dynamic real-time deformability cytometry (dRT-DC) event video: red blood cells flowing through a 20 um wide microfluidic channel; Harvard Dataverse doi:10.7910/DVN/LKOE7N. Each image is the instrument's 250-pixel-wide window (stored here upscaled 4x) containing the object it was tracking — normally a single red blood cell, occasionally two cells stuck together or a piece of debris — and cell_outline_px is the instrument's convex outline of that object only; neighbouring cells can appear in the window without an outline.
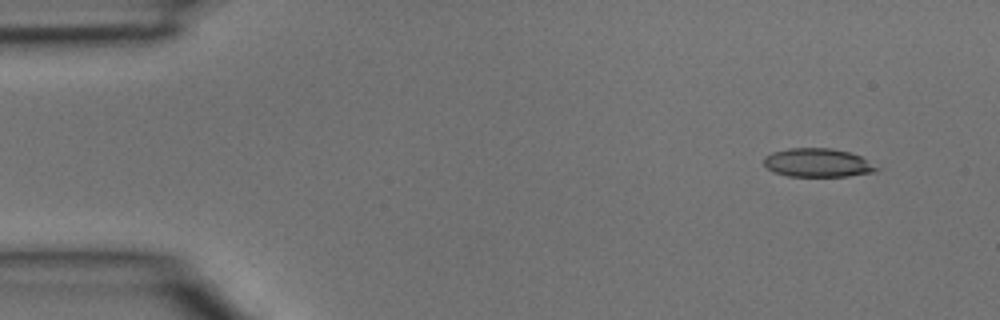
{"species": "common noctule bat (a hibernating species)", "species_latin": "Nyctalus noctula", "temperature_condition": "room temperature", "stored_images_in_passage": 4, "camera_frame_rate_fps": 3000, "um_per_image_px": 0.085, "animal": {"sex": "male", "body_mass_g": 15.6}, "frame": {"image": 1, "passage_image": 1, "time_ms": 0.0, "image_size_px": [1000, 320], "cell_outline_px": [[880, 168], [876, 172], [848, 176], [788, 176], [772, 172], [764, 164], [764, 156], [772, 152], [788, 148], [832, 148], [848, 152], [860, 156]], "centroid_in_image_um": [69.49, 13.83], "position_along_channel_um": 15.5, "area_um2": 18.84}}
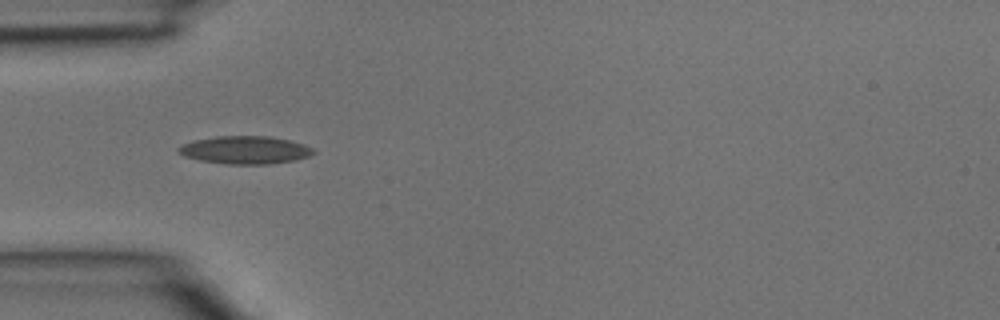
{"frame": {"image": 2, "passage_image": 3, "time_ms": 0.667, "image_size_px": [1000, 320], "cell_outline_px": [[316, 152], [308, 156], [296, 160], [268, 164], [224, 164], [200, 160], [184, 156], [176, 148], [192, 140], [216, 136], [268, 136], [288, 140], [304, 144], [312, 148]], "centroid_in_image_um": [20.83, 12.75], "position_along_channel_um": 64.2, "area_um2": 21.85}}